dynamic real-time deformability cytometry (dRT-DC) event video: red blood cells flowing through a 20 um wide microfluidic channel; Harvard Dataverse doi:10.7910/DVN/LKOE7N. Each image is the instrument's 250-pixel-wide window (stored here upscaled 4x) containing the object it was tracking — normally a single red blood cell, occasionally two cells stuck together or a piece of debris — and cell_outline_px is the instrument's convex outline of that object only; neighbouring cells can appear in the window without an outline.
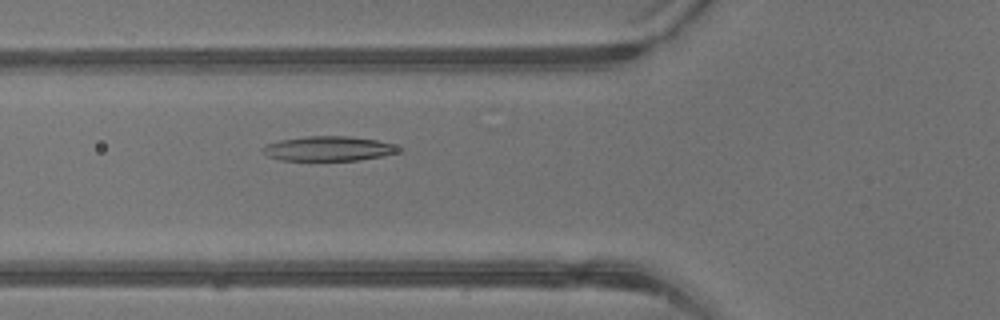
{"species": "common noctule bat (a hibernating species)", "species_latin": "Nyctalus noctula", "temperature_condition": "warm", "stored_images_in_passage": 4, "camera_frame_rate_fps": 3000, "um_per_image_px": 0.085, "animal": {"sex": "male", "body_mass_g": 13.3}, "frame": {"image": 1, "passage_image": 4, "time_ms": 1.0, "image_size_px": [1000, 320], "cell_outline_px": [[404, 152], [360, 160], [280, 160], [268, 156], [260, 148], [264, 144], [280, 140], [308, 136], [348, 136], [376, 140], [392, 144], [404, 148]], "centroid_in_image_um": [27.96, 12.63], "position_along_channel_um": 97.8, "area_um2": 19.71}}